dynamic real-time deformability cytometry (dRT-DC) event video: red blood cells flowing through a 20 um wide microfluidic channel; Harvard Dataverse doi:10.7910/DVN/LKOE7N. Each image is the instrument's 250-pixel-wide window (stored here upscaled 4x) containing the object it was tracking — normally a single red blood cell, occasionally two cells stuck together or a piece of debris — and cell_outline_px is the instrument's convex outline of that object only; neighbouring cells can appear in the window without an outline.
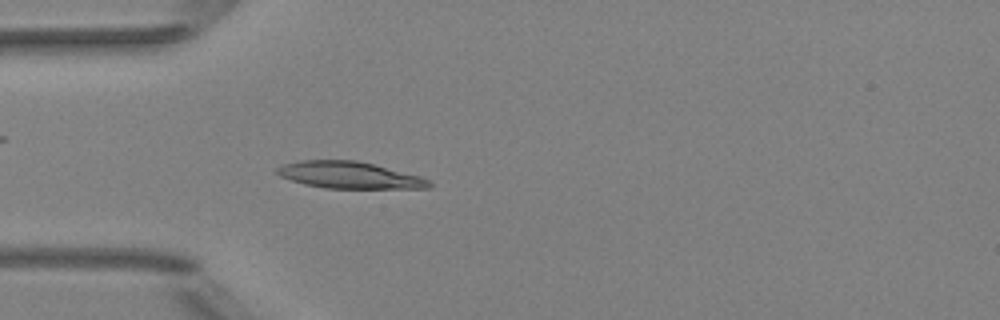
{"species": "Egyptian fruit bat (a non-hibernating species)", "species_latin": "Rousettus aegyptiacus", "temperature_condition": "room temperature", "stored_images_in_passage": 50, "camera_frame_rate_fps": 3000, "um_per_image_px": 0.085, "animal": {"sex": "female"}, "frame": {"image": 1, "passage_image": 14, "time_ms": 4.333, "image_size_px": [1000, 320], "cell_outline_px": [[432, 188], [324, 188], [304, 184], [280, 176], [276, 172], [276, 168], [284, 164], [300, 160], [356, 160], [420, 176], [428, 180], [432, 184]], "centroid_in_image_um": [29.68, 14.88], "position_along_channel_um": 55.3, "area_um2": 23.52}}
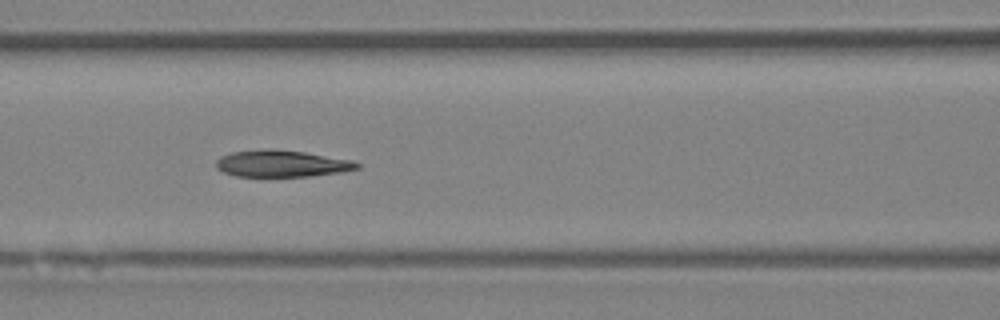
{"frame": {"image": 2, "passage_image": 21, "time_ms": 6.667, "image_size_px": [1000, 320], "cell_outline_px": [[360, 168], [344, 172], [312, 176], [236, 176], [224, 172], [216, 168], [216, 160], [220, 156], [232, 152], [304, 152], [352, 160], [360, 164]], "centroid_in_image_um": [24.02, 13.96], "position_along_channel_um": 142.6, "area_um2": 20.98}}
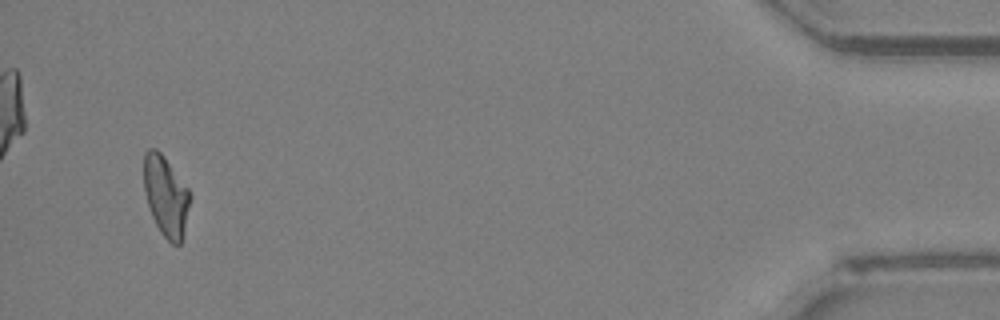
{"frame": {"image": 3, "passage_image": 48, "time_ms": 15.667, "image_size_px": [1000, 320], "cell_outline_px": [[192, 196], [180, 244], [172, 244], [160, 232], [152, 216], [148, 204], [144, 188], [144, 152], [148, 148], [156, 148], [164, 156], [188, 188]], "centroid_in_image_um": [14.1, 16.63], "position_along_channel_um": 421.1, "area_um2": 21.44}, "authors_computed_cell_mechanics": {"area_um2": 22.0796, "velocity_mm_per_s": 3.9927, "shape_relaxation_time_tau1_ms": null, "shape_relaxation_time_tau2_ms": 3.3328, "deformation_change_tau1": null, "deformation_change_tau2": 0.0853}}